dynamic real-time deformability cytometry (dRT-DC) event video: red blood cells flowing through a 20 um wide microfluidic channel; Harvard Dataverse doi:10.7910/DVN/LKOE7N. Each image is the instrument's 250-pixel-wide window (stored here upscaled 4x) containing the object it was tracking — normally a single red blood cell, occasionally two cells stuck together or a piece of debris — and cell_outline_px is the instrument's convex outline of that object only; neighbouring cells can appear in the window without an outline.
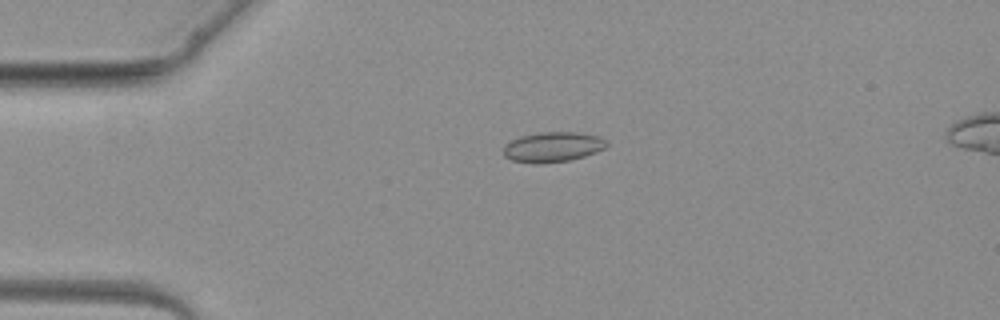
{"species": "common noctule bat (a hibernating species)", "species_latin": "Nyctalus noctula", "temperature_condition": "warm", "stored_images_in_passage": 3, "camera_frame_rate_fps": 3000, "um_per_image_px": 0.085, "animal": {"sex": "female", "body_mass_g": 19.3, "forearm_length_mm": 54.1}, "frame": {"image": 1, "passage_image": 1, "time_ms": 0.0, "image_size_px": [1000, 320], "cell_outline_px": [[608, 144], [604, 148], [596, 152], [584, 156], [568, 160], [540, 164], [532, 164], [512, 160], [504, 156], [504, 144], [520, 136], [540, 132], [576, 132], [600, 136], [608, 140]], "centroid_in_image_um": [46.99, 12.49], "position_along_channel_um": 38.0, "area_um2": 18.21}}